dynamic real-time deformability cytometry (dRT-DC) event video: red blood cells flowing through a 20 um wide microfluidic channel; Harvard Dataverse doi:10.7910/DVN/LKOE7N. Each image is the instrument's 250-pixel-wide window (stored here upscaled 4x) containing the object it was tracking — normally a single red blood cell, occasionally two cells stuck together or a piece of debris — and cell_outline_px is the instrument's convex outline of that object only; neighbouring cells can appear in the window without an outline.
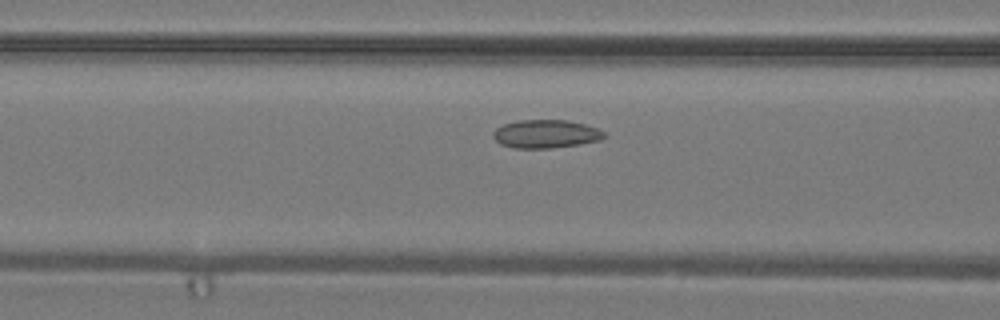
{"species": "common noctule bat (a hibernating species)", "species_latin": "Nyctalus noctula", "temperature_condition": "warm", "stored_images_in_passage": 17, "camera_frame_rate_fps": 3000, "um_per_image_px": 0.085, "animal": {"sex": "male", "body_mass_g": 19.2, "forearm_length_mm": 51.8}, "frame": {"image": 1, "passage_image": 10, "time_ms": 3.0, "image_size_px": [1000, 320], "cell_outline_px": [[604, 136], [600, 140], [580, 144], [552, 148], [512, 148], [500, 144], [492, 136], [492, 132], [496, 128], [504, 124], [520, 120], [568, 120], [584, 124], [596, 128], [604, 132]], "centroid_in_image_um": [46.36, 11.39], "position_along_channel_um": 120.2, "area_um2": 18.26}}
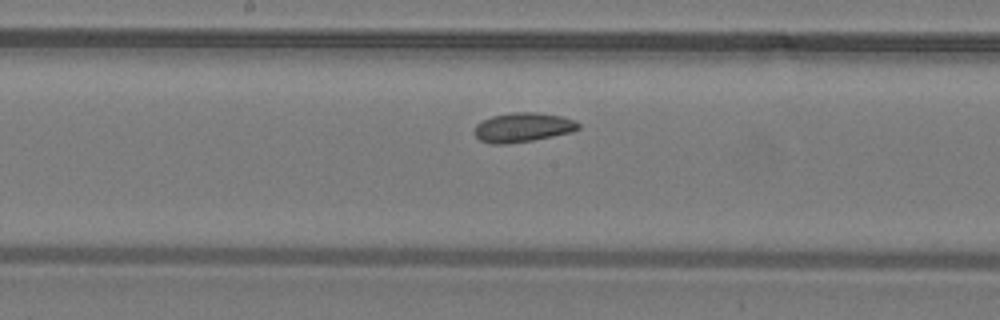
{"frame": {"image": 2, "passage_image": 15, "time_ms": 4.667, "image_size_px": [1000, 320], "cell_outline_px": [[580, 128], [572, 132], [532, 140], [504, 144], [492, 144], [480, 140], [476, 136], [476, 124], [492, 116], [512, 112], [536, 112], [564, 116], [576, 120], [580, 124]], "centroid_in_image_um": [44.49, 10.81], "position_along_channel_um": 203.7, "area_um2": 17.74}}